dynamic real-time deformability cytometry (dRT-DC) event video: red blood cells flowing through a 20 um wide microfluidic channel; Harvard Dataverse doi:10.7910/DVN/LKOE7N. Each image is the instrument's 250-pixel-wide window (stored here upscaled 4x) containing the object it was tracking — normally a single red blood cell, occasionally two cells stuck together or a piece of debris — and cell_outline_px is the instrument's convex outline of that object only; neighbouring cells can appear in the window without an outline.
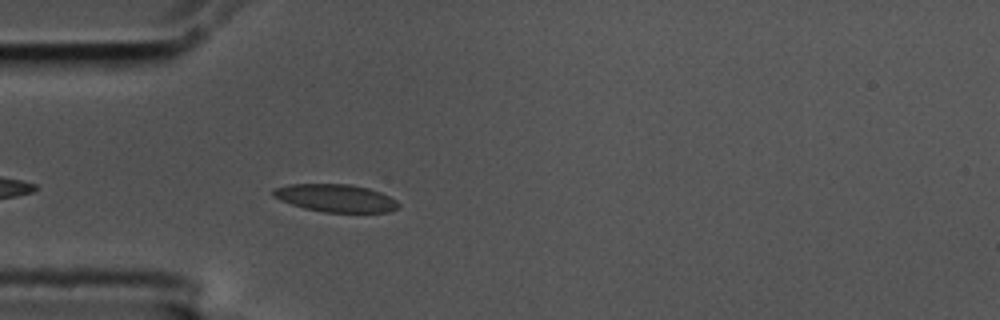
{"species": "common noctule bat (a hibernating species)", "species_latin": "Nyctalus noctula", "temperature_condition": "cold", "stored_images_in_passage": 19, "camera_frame_rate_fps": 3000, "um_per_image_px": 0.085, "animal": {"sex": "male", "body_mass_g": 17.5, "forearm_length_mm": 52.3}, "frame": {"image": 1, "passage_image": 4, "time_ms": 1.0, "image_size_px": [1000, 320], "cell_outline_px": [[400, 208], [388, 212], [324, 212], [304, 208], [280, 200], [272, 196], [272, 188], [288, 184], [348, 184], [368, 188], [380, 192], [396, 200], [400, 204]], "centroid_in_image_um": [28.52, 16.83], "position_along_channel_um": 56.5, "area_um2": 20.29}}
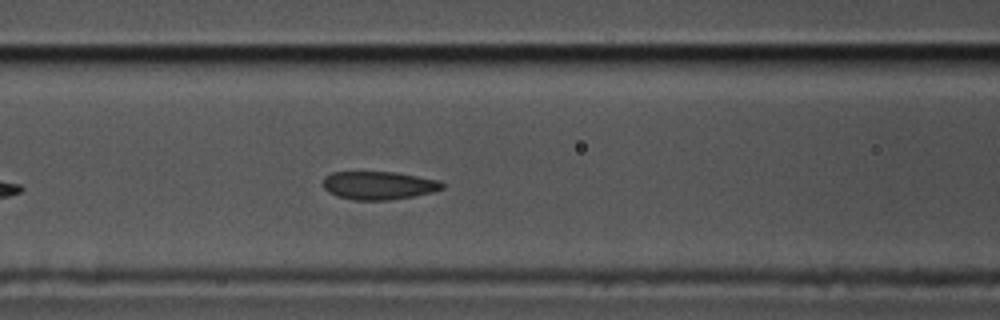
{"frame": {"image": 2, "passage_image": 11, "time_ms": 3.333, "image_size_px": [1000, 320], "cell_outline_px": [[444, 188], [432, 192], [412, 196], [388, 200], [356, 200], [336, 196], [328, 192], [324, 188], [324, 176], [332, 172], [396, 172], [440, 180], [444, 184]], "centroid_in_image_um": [32.19, 15.75], "position_along_channel_um": 134.4, "area_um2": 19.59}}